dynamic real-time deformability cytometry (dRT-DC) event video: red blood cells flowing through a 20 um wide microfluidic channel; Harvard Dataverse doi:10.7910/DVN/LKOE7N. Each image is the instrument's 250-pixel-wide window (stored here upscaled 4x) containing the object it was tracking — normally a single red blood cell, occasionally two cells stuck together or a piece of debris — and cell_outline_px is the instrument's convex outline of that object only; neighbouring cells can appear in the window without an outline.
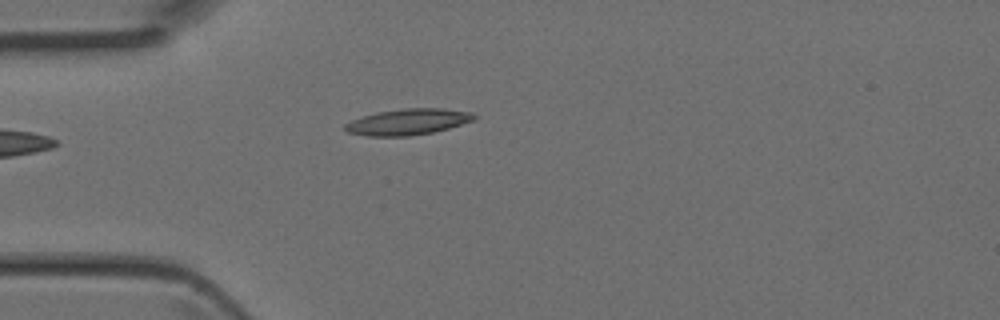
{"species": "Egyptian fruit bat (a non-hibernating species)", "species_latin": "Rousettus aegyptiacus", "temperature_condition": "room temperature", "stored_images_in_passage": 4, "camera_frame_rate_fps": 3000, "um_per_image_px": 0.085, "animal": {"sex": "female"}, "frame": {"image": 1, "passage_image": 4, "time_ms": 1.0, "image_size_px": [1000, 320], "cell_outline_px": [[476, 120], [448, 128], [432, 132], [408, 136], [368, 136], [348, 132], [344, 128], [344, 124], [352, 120], [376, 112], [404, 108], [440, 108], [472, 112], [476, 116]], "centroid_in_image_um": [34.69, 10.35], "position_along_channel_um": 50.3, "area_um2": 19.54}}